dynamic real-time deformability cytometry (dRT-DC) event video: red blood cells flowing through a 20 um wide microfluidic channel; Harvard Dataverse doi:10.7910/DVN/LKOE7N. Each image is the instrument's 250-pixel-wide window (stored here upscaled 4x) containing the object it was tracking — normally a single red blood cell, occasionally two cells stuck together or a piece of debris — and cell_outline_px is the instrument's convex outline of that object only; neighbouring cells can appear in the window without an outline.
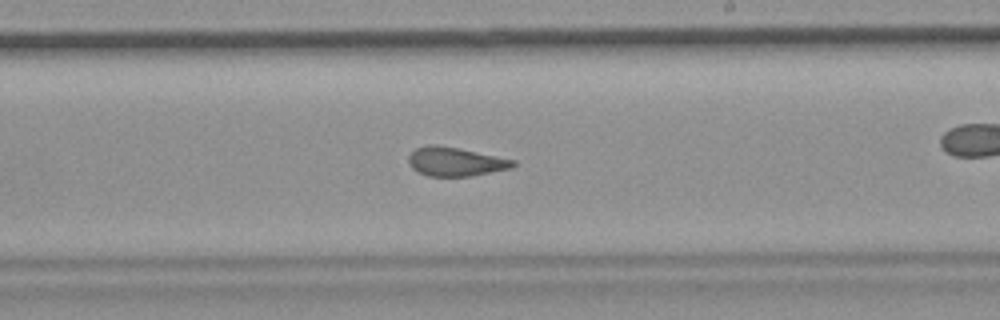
{"species": "common noctule bat (a hibernating species)", "species_latin": "Nyctalus noctula", "temperature_condition": "room temperature", "stored_images_in_passage": 55, "camera_frame_rate_fps": 3000, "um_per_image_px": 0.085, "animal": {"sex": "female", "body_mass_g": 19.9}, "frame": {"image": 1, "passage_image": 32, "time_ms": 10.333, "image_size_px": [1000, 320], "cell_outline_px": [[516, 164], [512, 168], [472, 176], [428, 176], [412, 168], [408, 164], [408, 156], [416, 148], [428, 144], [436, 144], [460, 148], [516, 160]], "centroid_in_image_um": [38.72, 13.73], "position_along_channel_um": 250.3, "area_um2": 17.74}, "authors_computed_cell_mechanics": {"area_um2": 19.074, "velocity_mm_per_s": 3.7381, "shape_relaxation_time_tau1_ms": null, "shape_relaxation_time_tau2_ms": 1.6036, "deformation_change_tau1": null, "deformation_change_tau2": 0.1008}}